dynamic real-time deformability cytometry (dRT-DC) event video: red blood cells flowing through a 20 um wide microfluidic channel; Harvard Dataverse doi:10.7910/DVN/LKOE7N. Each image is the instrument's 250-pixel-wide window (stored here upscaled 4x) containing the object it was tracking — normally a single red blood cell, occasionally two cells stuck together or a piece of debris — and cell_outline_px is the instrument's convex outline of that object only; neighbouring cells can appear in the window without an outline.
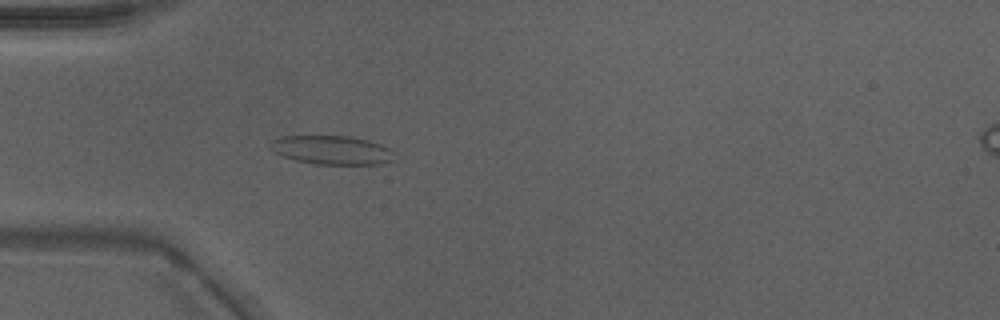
{"species": "Egyptian fruit bat (a non-hibernating species)", "species_latin": "Rousettus aegyptiacus", "temperature_condition": "warm", "stored_images_in_passage": 47, "camera_frame_rate_fps": 3000, "um_per_image_px": 0.085, "animal": {"sex": "male"}, "frame": {"image": 1, "passage_image": 14, "time_ms": 4.333, "image_size_px": [1000, 320], "cell_outline_px": [[396, 160], [384, 164], [316, 164], [296, 160], [280, 156], [272, 152], [268, 148], [268, 144], [272, 140], [280, 136], [348, 136], [368, 140], [392, 148]], "centroid_in_image_um": [28.2, 12.76], "position_along_channel_um": 56.8, "area_um2": 21.27}}
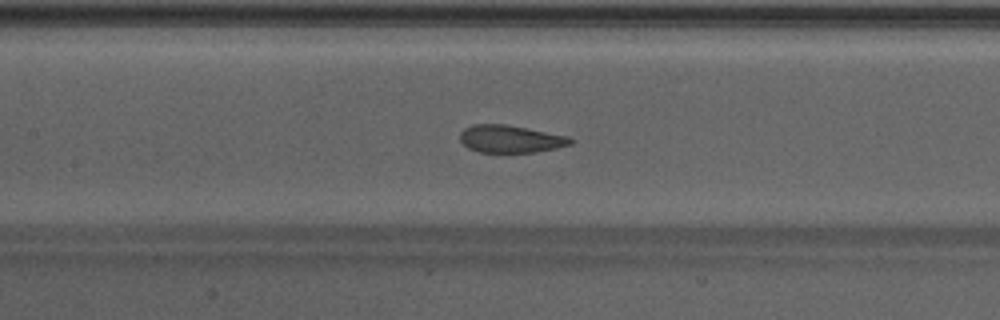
{"frame": {"image": 2, "passage_image": 22, "time_ms": 7.0, "image_size_px": [1000, 320], "cell_outline_px": [[576, 140], [572, 144], [556, 148], [536, 152], [480, 152], [468, 148], [460, 140], [460, 132], [464, 128], [472, 124], [504, 124], [568, 136]], "centroid_in_image_um": [43.39, 11.81], "position_along_channel_um": 164.0, "area_um2": 17.69}}
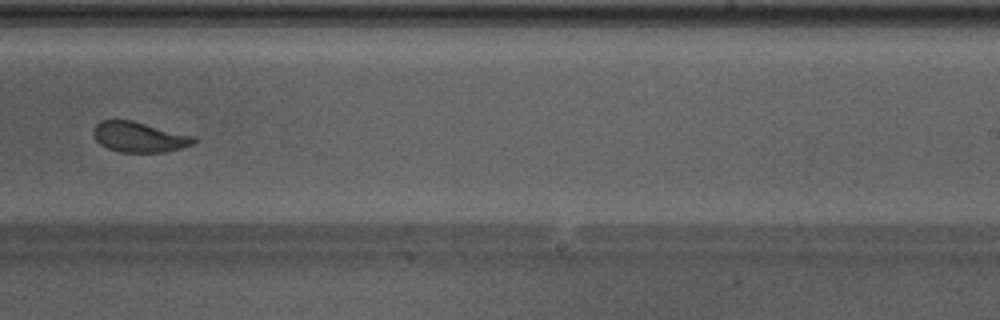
{"frame": {"image": 3, "passage_image": 30, "time_ms": 9.667, "image_size_px": [1000, 320], "cell_outline_px": [[196, 144], [164, 152], [120, 152], [108, 148], [100, 144], [96, 140], [92, 132], [92, 128], [100, 120], [132, 120], [196, 136]], "centroid_in_image_um": [11.84, 11.64], "position_along_channel_um": 277.2, "area_um2": 17.92}, "authors_computed_cell_mechanics": {"area_um2": 18.785, "velocity_mm_per_s": 4.2631, "shape_relaxation_time_tau1_ms": 5.429, "shape_relaxation_time_tau2_ms": 0.9599, "deformation_change_tau1": 0.1283, "deformation_change_tau2": 0.063}}